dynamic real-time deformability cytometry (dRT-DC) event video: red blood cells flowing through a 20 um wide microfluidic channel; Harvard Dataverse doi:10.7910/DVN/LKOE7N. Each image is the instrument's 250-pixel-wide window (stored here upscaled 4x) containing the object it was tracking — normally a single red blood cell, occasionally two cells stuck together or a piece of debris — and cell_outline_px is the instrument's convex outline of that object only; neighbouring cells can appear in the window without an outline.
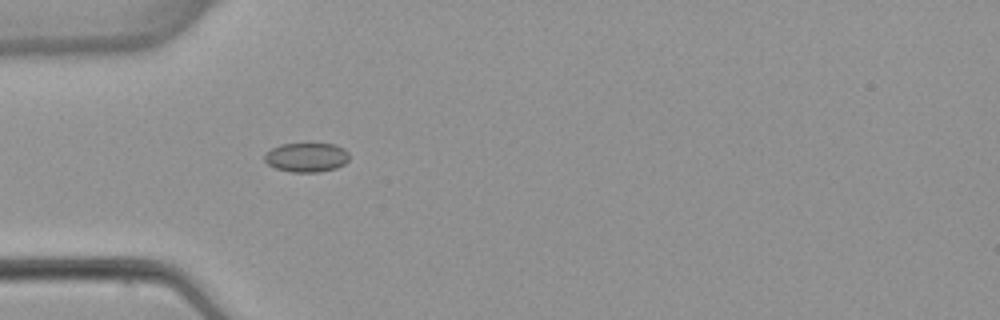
{"species": "common noctule bat (a hibernating species)", "species_latin": "Nyctalus noctula", "temperature_condition": "warm", "stored_images_in_passage": 5, "camera_frame_rate_fps": 3000, "um_per_image_px": 0.085, "animal": {"sex": "female", "body_mass_g": 22.7, "forearm_length_mm": 54.2}, "frame": {"image": 1, "passage_image": 5, "time_ms": 5.0, "image_size_px": [1000, 320], "cell_outline_px": [[348, 160], [344, 164], [336, 168], [316, 172], [292, 172], [276, 168], [268, 164], [264, 160], [264, 156], [272, 148], [280, 144], [308, 140], [336, 144], [344, 148], [348, 152]], "centroid_in_image_um": [26.07, 13.3], "position_along_channel_um": 58.9, "area_um2": 15.14}}